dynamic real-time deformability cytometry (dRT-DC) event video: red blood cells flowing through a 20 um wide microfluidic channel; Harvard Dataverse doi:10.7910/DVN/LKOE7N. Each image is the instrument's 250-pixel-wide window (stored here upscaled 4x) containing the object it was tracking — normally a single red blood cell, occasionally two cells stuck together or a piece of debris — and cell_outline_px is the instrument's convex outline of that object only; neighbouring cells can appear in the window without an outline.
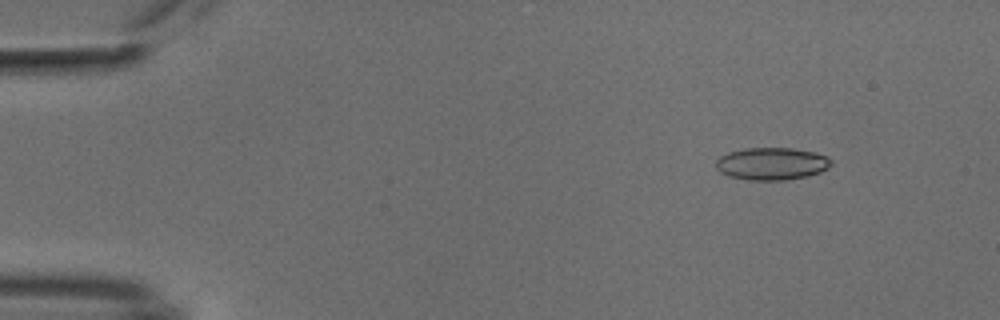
{"species": "common noctule bat (a hibernating species)", "species_latin": "Nyctalus noctula", "temperature_condition": "cold", "stored_images_in_passage": 53, "camera_frame_rate_fps": 3000, "um_per_image_px": 0.085, "animal": {"sex": "male", "body_mass_g": 18.8}, "frame": {"image": 1, "passage_image": 6, "time_ms": 1.667, "image_size_px": [1000, 320], "cell_outline_px": [[832, 164], [828, 168], [820, 172], [808, 176], [784, 180], [748, 180], [728, 176], [720, 172], [716, 168], [716, 160], [720, 156], [728, 152], [744, 148], [792, 148], [816, 152], [828, 156], [832, 160]], "centroid_in_image_um": [65.61, 13.91], "position_along_channel_um": 19.4, "area_um2": 22.02}}
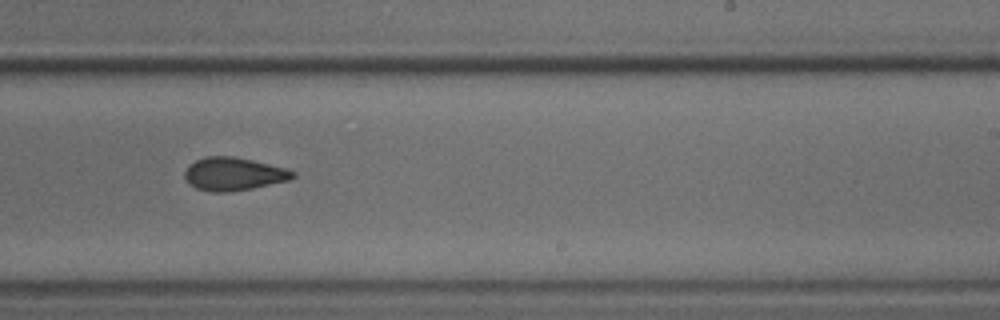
{"frame": {"image": 2, "passage_image": 33, "time_ms": 10.667, "image_size_px": [1000, 320], "cell_outline_px": [[296, 176], [292, 180], [252, 188], [228, 192], [212, 192], [196, 188], [184, 176], [184, 172], [196, 160], [204, 156], [236, 156], [288, 168], [296, 172]], "centroid_in_image_um": [19.94, 14.78], "position_along_channel_um": 269.1, "area_um2": 20.92}}
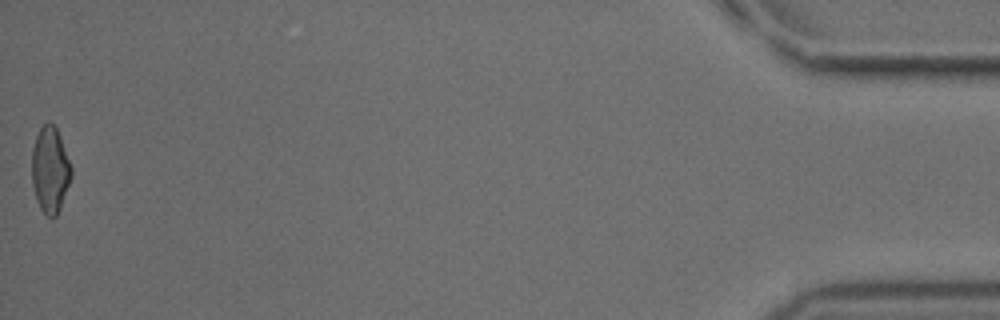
{"frame": {"image": 3, "passage_image": 53, "time_ms": 17.333, "image_size_px": [1000, 320], "cell_outline_px": [[72, 176], [60, 208], [56, 216], [52, 220], [40, 208], [36, 200], [32, 184], [32, 148], [36, 136], [40, 128], [48, 120], [56, 128], [60, 136], [72, 168]], "centroid_in_image_um": [4.26, 14.44], "position_along_channel_um": 430.9, "area_um2": 19.83}, "authors_computed_cell_mechanics": {"area_um2": 21.0392, "velocity_mm_per_s": 3.8133, "shape_relaxation_time_tau1_ms": 4.8379, "shape_relaxation_time_tau2_ms": 2.6595, "deformation_change_tau1": 0.1123, "deformation_change_tau2": 0.0845}}